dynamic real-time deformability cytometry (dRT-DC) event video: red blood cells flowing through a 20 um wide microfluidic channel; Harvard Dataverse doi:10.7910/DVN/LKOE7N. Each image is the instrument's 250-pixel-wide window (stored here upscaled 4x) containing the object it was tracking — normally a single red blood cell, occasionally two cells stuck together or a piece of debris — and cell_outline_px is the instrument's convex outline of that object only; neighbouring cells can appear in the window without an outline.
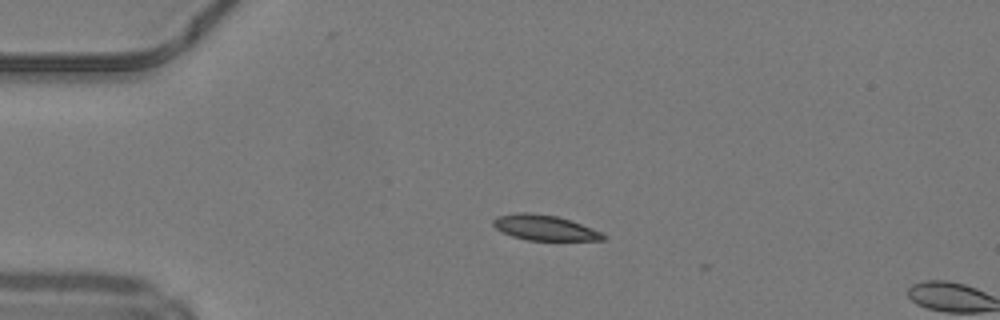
{"species": "common noctule bat (a hibernating species)", "species_latin": "Nyctalus noctula", "temperature_condition": "warm", "stored_images_in_passage": 3, "camera_frame_rate_fps": 3000, "um_per_image_px": 0.085, "animal": {"sex": "male", "body_mass_g": 19.2, "forearm_length_mm": 51.8}, "frame": {"image": 1, "passage_image": 2, "time_ms": 0.333, "image_size_px": [1000, 320], "cell_outline_px": [[608, 236], [604, 240], [528, 240], [512, 236], [496, 228], [492, 224], [492, 220], [496, 216], [516, 212], [532, 212], [556, 216], [592, 228]], "centroid_in_image_um": [46.26, 19.34], "position_along_channel_um": 38.7, "area_um2": 16.13}}